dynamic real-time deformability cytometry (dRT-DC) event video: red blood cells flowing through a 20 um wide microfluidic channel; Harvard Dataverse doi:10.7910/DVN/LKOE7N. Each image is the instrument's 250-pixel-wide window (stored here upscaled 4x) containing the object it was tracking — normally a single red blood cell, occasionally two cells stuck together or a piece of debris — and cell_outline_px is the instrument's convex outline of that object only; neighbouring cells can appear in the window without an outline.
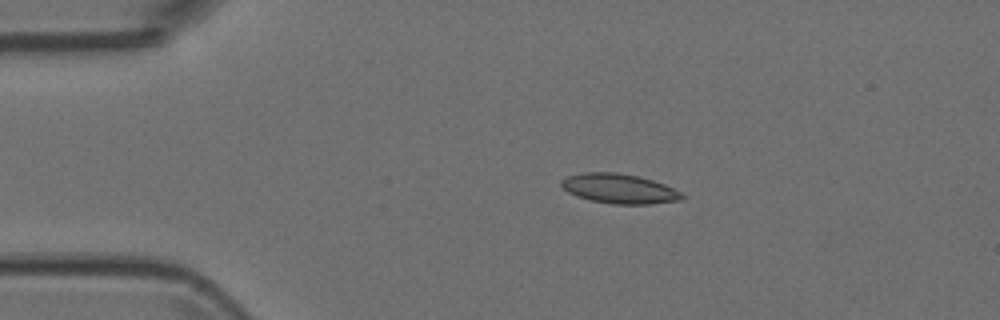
{"species": "Egyptian fruit bat (a non-hibernating species)", "species_latin": "Rousettus aegyptiacus", "temperature_condition": "room temperature", "stored_images_in_passage": 2, "camera_frame_rate_fps": 3000, "um_per_image_px": 0.085, "animal": {"sex": "female"}, "frame": {"image": 1, "passage_image": 1, "time_ms": 0.0, "image_size_px": [1000, 320], "cell_outline_px": [[684, 196], [680, 200], [648, 204], [612, 204], [592, 200], [576, 196], [568, 192], [560, 184], [560, 180], [568, 176], [584, 172], [616, 172], [636, 176], [652, 180], [664, 184], [680, 192]], "centroid_in_image_um": [52.6, 16.03], "position_along_channel_um": 32.4, "area_um2": 20.63}}